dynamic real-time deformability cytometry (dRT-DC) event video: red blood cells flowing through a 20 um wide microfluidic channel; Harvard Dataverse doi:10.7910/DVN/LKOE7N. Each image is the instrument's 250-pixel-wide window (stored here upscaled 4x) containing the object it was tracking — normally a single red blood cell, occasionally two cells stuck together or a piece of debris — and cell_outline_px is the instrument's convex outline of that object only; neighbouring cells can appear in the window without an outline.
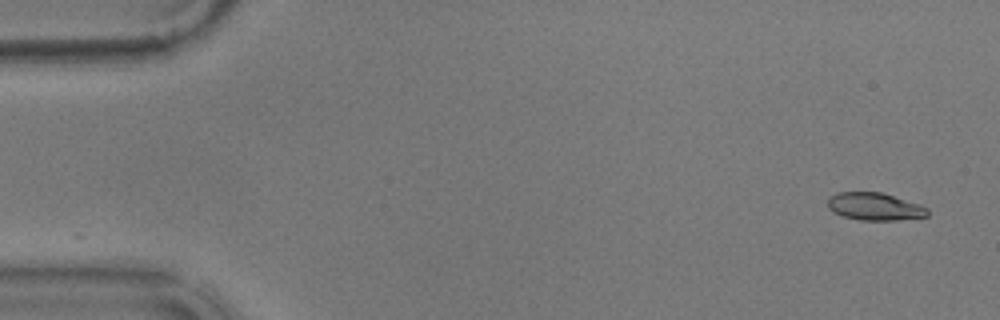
{"species": "common noctule bat (a hibernating species)", "species_latin": "Nyctalus noctula", "temperature_condition": "warm", "stored_images_in_passage": 55, "camera_frame_rate_fps": 3000, "um_per_image_px": 0.085, "animal": {"sex": "male", "body_mass_g": 17.9}, "frame": {"image": 1, "passage_image": 1, "time_ms": 0.0, "image_size_px": [1000, 320], "cell_outline_px": [[928, 216], [896, 220], [860, 220], [840, 216], [832, 212], [828, 208], [828, 200], [836, 192], [880, 192], [920, 204], [928, 208]], "centroid_in_image_um": [74.33, 17.56], "position_along_channel_um": 10.7, "area_um2": 16.07}}
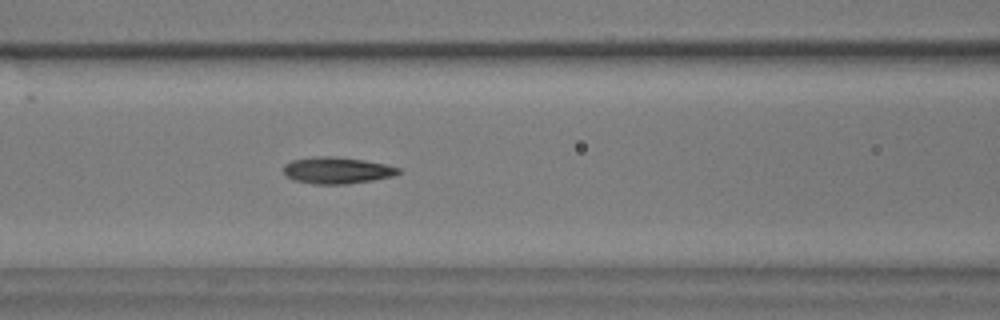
{"frame": {"image": 2, "passage_image": 22, "time_ms": 7.0, "image_size_px": [1000, 320], "cell_outline_px": [[400, 172], [392, 176], [372, 180], [348, 184], [316, 184], [292, 180], [284, 172], [284, 164], [292, 160], [316, 156], [336, 156], [364, 160], [384, 164], [400, 168]], "centroid_in_image_um": [28.62, 14.47], "position_along_channel_um": 138.0, "area_um2": 17.74}}
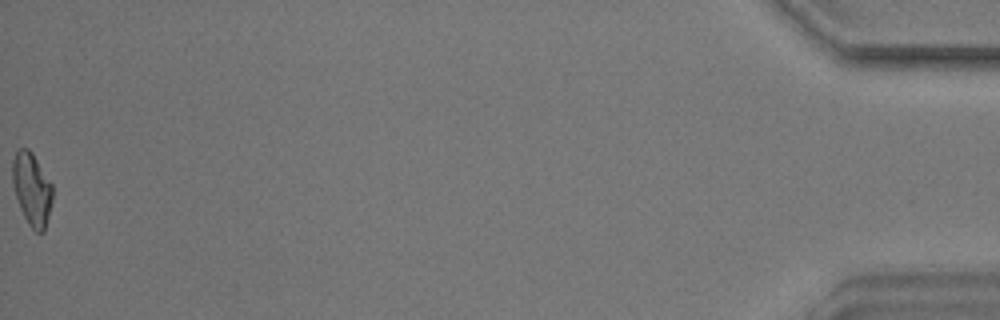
{"frame": {"image": 3, "passage_image": 55, "time_ms": 18.0, "image_size_px": [1000, 320], "cell_outline_px": [[52, 200], [44, 232], [36, 232], [28, 224], [20, 208], [12, 184], [12, 160], [16, 148], [28, 148], [32, 152], [52, 184]], "centroid_in_image_um": [2.69, 16.04], "position_along_channel_um": 432.5, "area_um2": 16.99}, "authors_computed_cell_mechanics": {"area_um2": 17.1666, "velocity_mm_per_s": 3.5874, "shape_relaxation_time_tau1_ms": 3.9677, "shape_relaxation_time_tau2_ms": 3.0622, "deformation_change_tau1": 0.1567, "deformation_change_tau2": 0.0992}}